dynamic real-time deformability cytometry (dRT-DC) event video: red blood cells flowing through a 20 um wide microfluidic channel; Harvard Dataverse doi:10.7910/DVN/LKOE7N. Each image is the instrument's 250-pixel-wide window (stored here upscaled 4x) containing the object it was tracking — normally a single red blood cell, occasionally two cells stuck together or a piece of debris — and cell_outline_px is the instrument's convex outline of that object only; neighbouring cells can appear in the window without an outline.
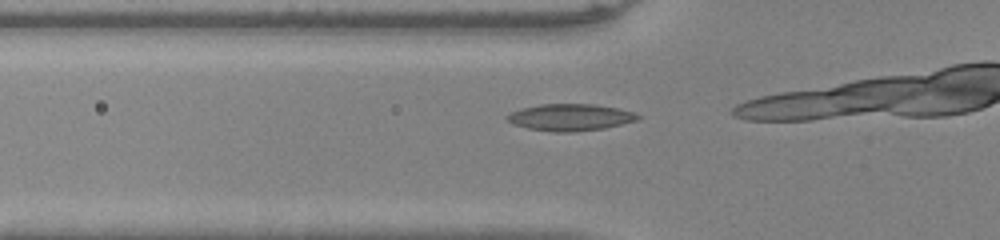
{"species": "common noctule bat (a hibernating species)", "species_latin": "Nyctalus noctula", "temperature_condition": "warm", "stored_images_in_passage": 15, "camera_frame_rate_fps": 3000, "um_per_image_px": 0.085, "animal": {"sex": "male", "body_mass_g": 20.0, "forearm_length_mm": 53.3}, "frame": {"image": 1, "passage_image": 11, "time_ms": 3.333, "image_size_px": [1000, 240], "cell_outline_px": [[640, 116], [636, 120], [604, 128], [572, 132], [552, 132], [528, 128], [512, 124], [504, 116], [520, 108], [540, 104], [592, 104], [616, 108], [632, 112]], "centroid_in_image_um": [48.4, 9.97], "position_along_channel_um": 77.4, "area_um2": 20.23}}
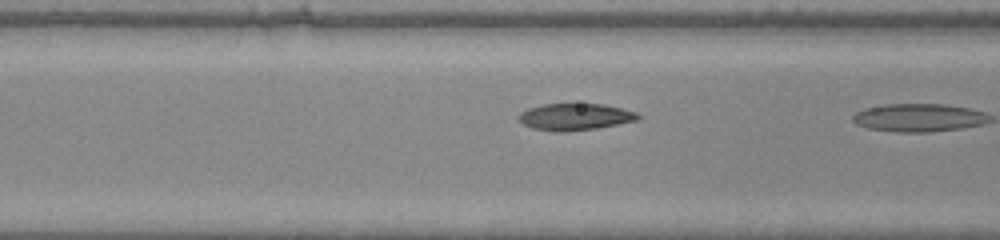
{"frame": {"image": 2, "passage_image": 14, "time_ms": 4.333, "image_size_px": [1000, 240], "cell_outline_px": [[640, 116], [636, 120], [596, 128], [560, 132], [532, 128], [524, 124], [520, 120], [520, 112], [528, 108], [540, 104], [604, 104], [636, 112]], "centroid_in_image_um": [48.85, 9.92], "position_along_channel_um": 117.8, "area_um2": 18.26}}